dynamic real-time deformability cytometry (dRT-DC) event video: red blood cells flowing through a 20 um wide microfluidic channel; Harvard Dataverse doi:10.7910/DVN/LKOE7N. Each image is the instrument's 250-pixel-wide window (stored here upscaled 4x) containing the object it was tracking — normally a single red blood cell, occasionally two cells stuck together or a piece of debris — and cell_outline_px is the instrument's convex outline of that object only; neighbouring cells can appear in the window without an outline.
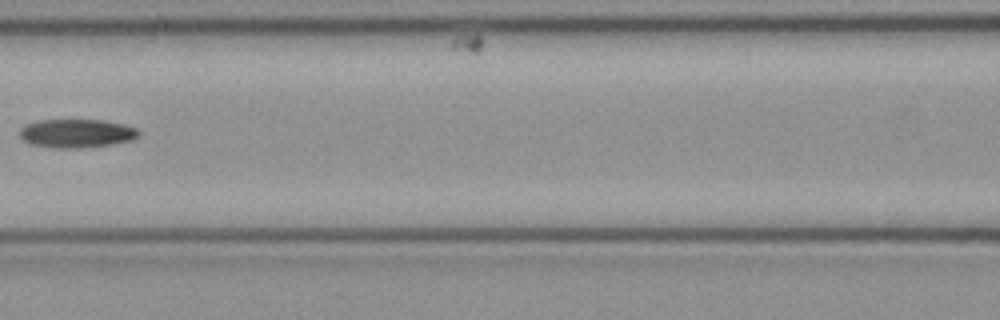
{"species": "common noctule bat (a hibernating species)", "species_latin": "Nyctalus noctula", "temperature_condition": "cold", "stored_images_in_passage": 8, "segment_of_instrument_passage": [1, 2], "camera_frame_rate_fps": 3000, "um_per_image_px": 0.085, "animal": {"sex": "female", "body_mass_g": 21.9}, "frame": {"image": 1, "passage_image": 7, "time_ms": 2.0, "image_size_px": [1000, 320], "cell_outline_px": [[140, 132], [132, 140], [112, 144], [80, 148], [56, 148], [32, 144], [24, 140], [20, 136], [20, 128], [28, 124], [40, 120], [104, 120], [124, 124], [136, 128]], "centroid_in_image_um": [6.53, 11.33], "position_along_channel_um": 160.1, "area_um2": 19.65}}